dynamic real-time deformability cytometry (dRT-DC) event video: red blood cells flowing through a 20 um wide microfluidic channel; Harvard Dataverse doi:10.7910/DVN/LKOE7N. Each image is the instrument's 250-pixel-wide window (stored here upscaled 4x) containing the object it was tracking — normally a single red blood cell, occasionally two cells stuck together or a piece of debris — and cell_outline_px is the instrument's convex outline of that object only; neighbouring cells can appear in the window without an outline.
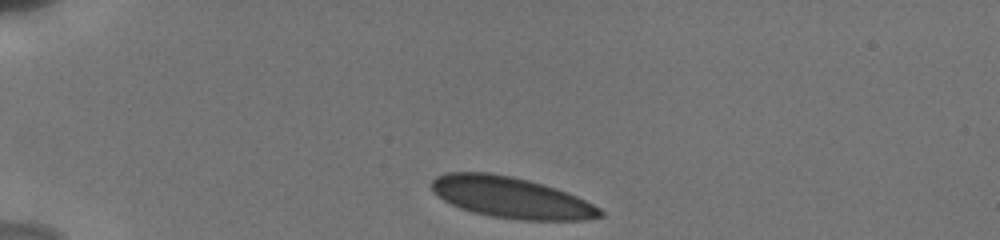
{"species": "human", "species_latin": "Homo sapiens", "temperature_condition": "cold", "stored_images_in_passage": 19, "camera_frame_rate_fps": 3000, "um_per_image_px": 0.085, "donor": {"sex": "male"}, "frame": {"image": 1, "passage_image": 1, "time_ms": 0.0, "image_size_px": [1000, 240], "cell_outline_px": [[604, 216], [584, 220], [520, 220], [492, 216], [472, 212], [460, 208], [444, 200], [432, 192], [432, 180], [436, 176], [444, 172], [488, 172], [512, 176], [528, 180], [556, 188], [576, 196], [600, 208], [604, 212]], "centroid_in_image_um": [43.43, 16.78], "position_along_channel_um": 41.6, "area_um2": 40.34}}
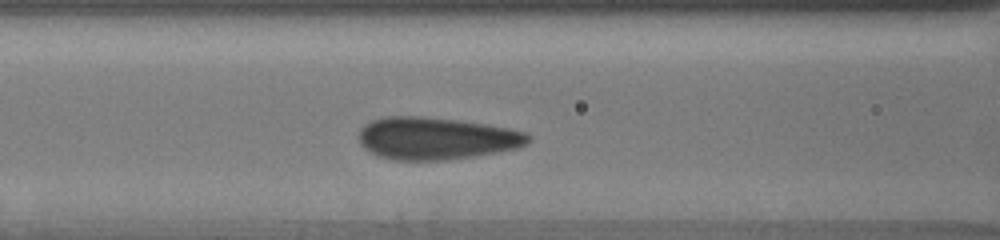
{"frame": {"image": 2, "passage_image": 14, "time_ms": 3.667, "image_size_px": [1000, 240], "cell_outline_px": [[532, 140], [528, 144], [516, 148], [476, 156], [448, 160], [392, 160], [376, 156], [364, 148], [360, 144], [360, 128], [364, 124], [372, 120], [384, 116], [420, 116], [456, 120], [484, 124], [508, 128], [528, 132], [532, 136]], "centroid_in_image_um": [37.08, 11.77], "position_along_channel_um": 129.5, "area_um2": 42.08}}
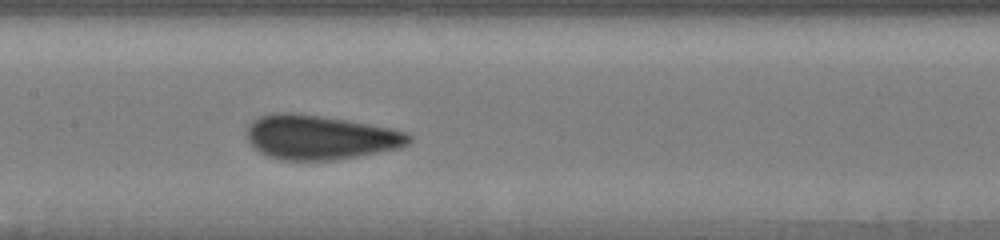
{"frame": {"image": 3, "passage_image": 19, "time_ms": 5.0, "image_size_px": [1000, 240], "cell_outline_px": [[412, 140], [408, 144], [400, 148], [356, 156], [332, 160], [280, 160], [268, 156], [260, 152], [248, 140], [248, 124], [252, 120], [260, 116], [272, 112], [292, 112], [320, 116], [392, 128], [408, 132], [412, 136]], "centroid_in_image_um": [27.21, 11.66], "position_along_channel_um": 180.2, "area_um2": 41.79}}